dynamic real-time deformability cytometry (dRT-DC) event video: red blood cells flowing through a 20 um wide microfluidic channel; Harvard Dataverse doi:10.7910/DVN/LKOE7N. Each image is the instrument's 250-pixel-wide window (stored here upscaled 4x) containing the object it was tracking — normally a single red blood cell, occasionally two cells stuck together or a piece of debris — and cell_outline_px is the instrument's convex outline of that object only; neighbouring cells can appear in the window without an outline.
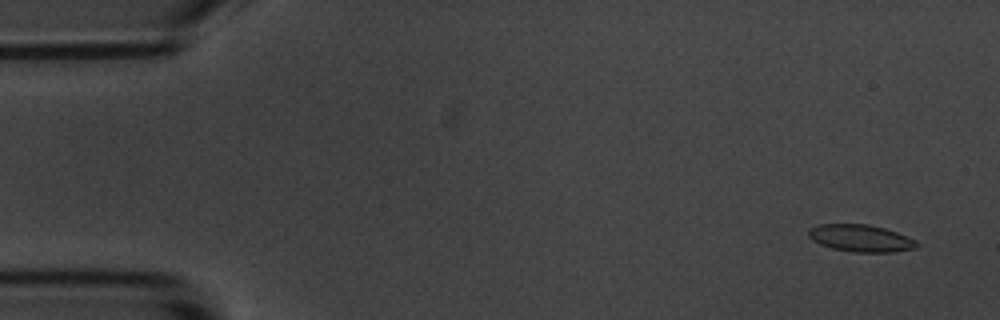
{"species": "common noctule bat (a hibernating species)", "species_latin": "Nyctalus noctula", "temperature_condition": "room temperature", "stored_images_in_passage": 4, "camera_frame_rate_fps": 3000, "um_per_image_px": 0.085, "animal": {"sex": "male", "body_mass_g": 20.1, "forearm_length_mm": 53.5}, "frame": {"image": 1, "passage_image": 1, "time_ms": 0.0, "image_size_px": [1000, 320], "cell_outline_px": [[920, 244], [916, 248], [892, 252], [852, 252], [832, 248], [820, 244], [812, 240], [808, 236], [808, 228], [820, 224], [868, 224], [884, 228], [896, 232], [916, 240]], "centroid_in_image_um": [73.15, 20.25], "position_along_channel_um": 11.9, "area_um2": 17.17}}
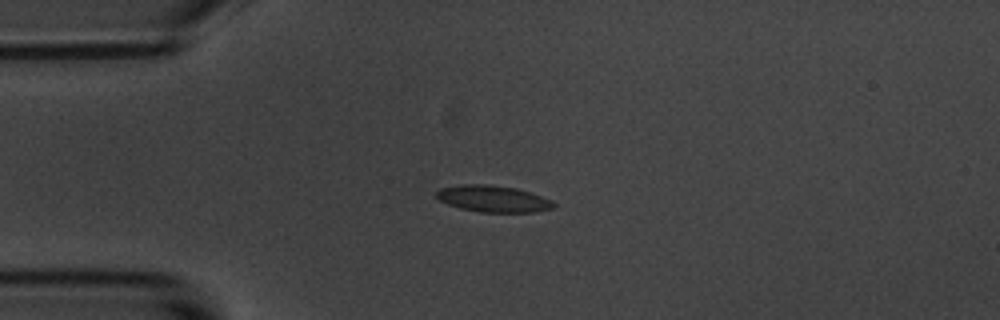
{"frame": {"image": 2, "passage_image": 4, "time_ms": 3.667, "image_size_px": [1000, 320], "cell_outline_px": [[556, 204], [552, 208], [532, 212], [480, 212], [460, 208], [448, 204], [440, 200], [436, 196], [436, 192], [440, 188], [460, 184], [484, 184], [516, 188], [532, 192], [552, 200]], "centroid_in_image_um": [41.92, 16.89], "position_along_channel_um": 43.1, "area_um2": 18.15}}